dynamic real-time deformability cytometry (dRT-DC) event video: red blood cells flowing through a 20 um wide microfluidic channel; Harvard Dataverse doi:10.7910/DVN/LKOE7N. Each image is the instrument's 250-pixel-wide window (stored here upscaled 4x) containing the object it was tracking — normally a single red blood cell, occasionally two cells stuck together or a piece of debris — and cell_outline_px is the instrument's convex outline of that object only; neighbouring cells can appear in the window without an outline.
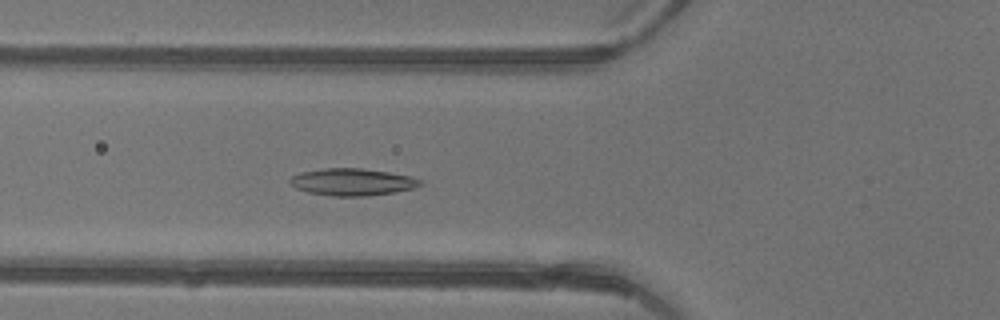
{"species": "common noctule bat (a hibernating species)", "species_latin": "Nyctalus noctula", "temperature_condition": "warm", "stored_images_in_passage": 39, "camera_frame_rate_fps": 3000, "um_per_image_px": 0.085, "animal": {"sex": "female"}, "frame": {"image": 1, "passage_image": 10, "time_ms": 3.0, "image_size_px": [1000, 320], "cell_outline_px": [[424, 184], [412, 188], [396, 192], [364, 196], [332, 196], [308, 192], [296, 188], [288, 180], [292, 176], [300, 172], [324, 168], [360, 168], [388, 172], [408, 176], [420, 180]], "centroid_in_image_um": [29.92, 15.47], "position_along_channel_um": 95.9, "area_um2": 20.4}}
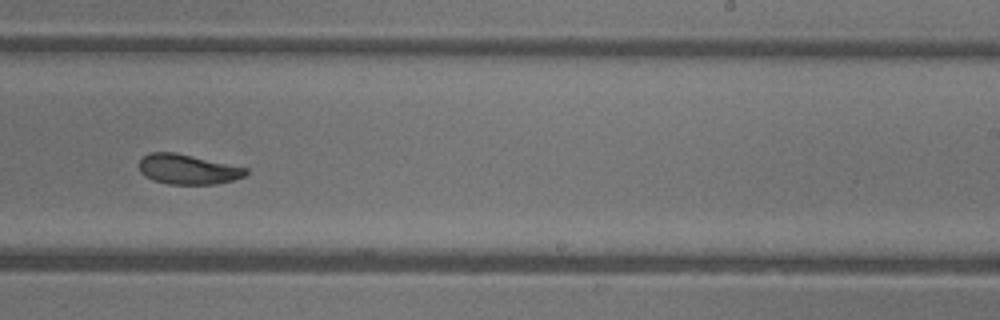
{"frame": {"image": 2, "passage_image": 22, "time_ms": 7.0, "image_size_px": [1000, 320], "cell_outline_px": [[248, 172], [244, 176], [232, 180], [216, 184], [168, 184], [152, 180], [144, 176], [140, 172], [140, 160], [148, 152], [176, 152], [248, 168]], "centroid_in_image_um": [15.95, 14.39], "position_along_channel_um": 273.1, "area_um2": 18.67}}
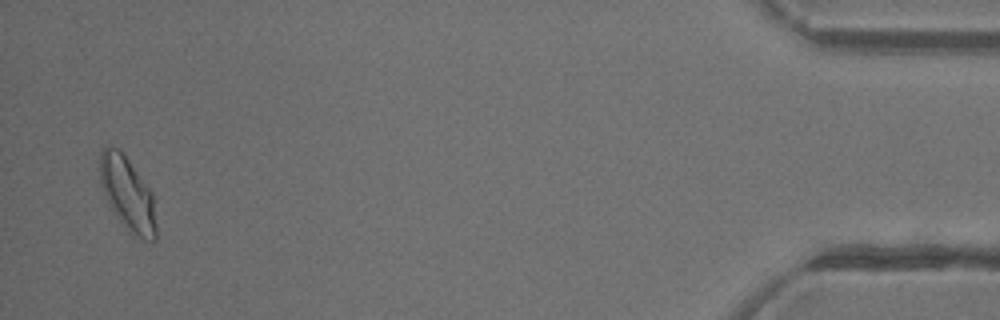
{"frame": {"image": 3, "passage_image": 38, "time_ms": 12.333, "image_size_px": [1000, 320], "cell_outline_px": [[156, 240], [152, 244], [128, 232], [112, 208], [100, 184], [100, 152], [104, 144], [112, 144], [120, 148], [152, 192], [156, 224]], "centroid_in_image_um": [10.85, 16.45], "position_along_channel_um": 424.4, "area_um2": 24.33}, "authors_computed_cell_mechanics": {"area_um2": 19.7676, "velocity_mm_per_s": 4.4283, "shape_relaxation_time_tau1_ms": null, "shape_relaxation_time_tau2_ms": 2.1126, "deformation_change_tau1": null, "deformation_change_tau2": 0.08}}